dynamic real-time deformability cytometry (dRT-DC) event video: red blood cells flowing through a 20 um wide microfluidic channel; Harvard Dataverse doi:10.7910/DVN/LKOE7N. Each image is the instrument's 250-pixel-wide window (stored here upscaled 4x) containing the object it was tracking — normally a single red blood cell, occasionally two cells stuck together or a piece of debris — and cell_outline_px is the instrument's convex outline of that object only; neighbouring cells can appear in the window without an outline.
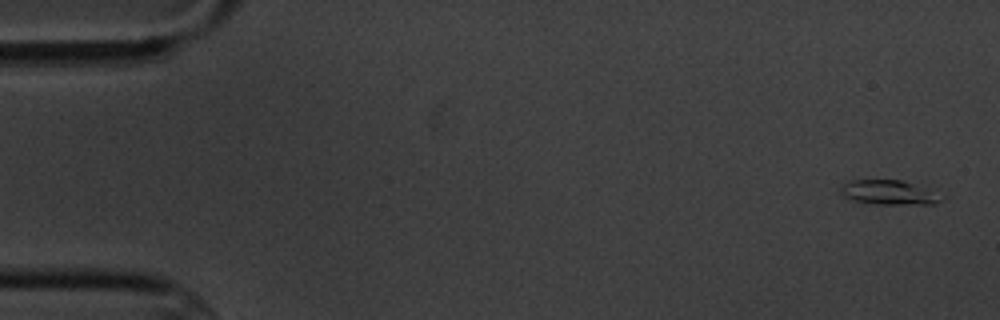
{"species": "common noctule bat (a hibernating species)", "species_latin": "Nyctalus noctula", "temperature_condition": "cold", "stored_images_in_passage": 4, "camera_frame_rate_fps": 3000, "um_per_image_px": 0.085, "animal": {"sex": "male", "body_mass_g": 20.1, "forearm_length_mm": 53.5}, "frame": {"image": 1, "passage_image": 1, "time_ms": 0.0, "image_size_px": [1000, 320], "cell_outline_px": [[940, 200], [936, 204], [880, 204], [856, 200], [844, 196], [840, 192], [840, 188], [848, 180], [900, 180], [912, 184]], "centroid_in_image_um": [75.36, 16.35], "position_along_channel_um": 9.6, "area_um2": 13.29}}